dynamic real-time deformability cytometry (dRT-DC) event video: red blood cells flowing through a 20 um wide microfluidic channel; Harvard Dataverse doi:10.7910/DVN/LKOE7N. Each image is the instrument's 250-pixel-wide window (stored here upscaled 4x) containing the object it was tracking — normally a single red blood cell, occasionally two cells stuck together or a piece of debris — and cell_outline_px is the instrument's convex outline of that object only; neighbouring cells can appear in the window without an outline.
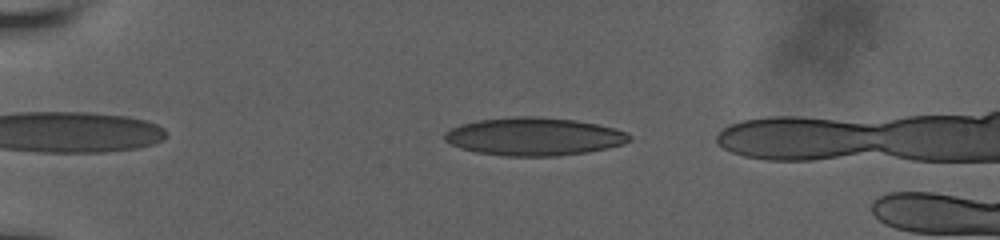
{"species": "human", "species_latin": "Homo sapiens", "temperature_condition": "room temperature", "stored_images_in_passage": 48, "camera_frame_rate_fps": 3000, "um_per_image_px": 0.085, "donor": {"sex": "male"}, "frame": {"image": 1, "passage_image": 8, "time_ms": 2.333, "image_size_px": [1000, 240], "cell_outline_px": [[632, 140], [608, 148], [588, 152], [556, 156], [504, 156], [476, 152], [460, 148], [444, 140], [444, 132], [460, 124], [476, 120], [516, 116], [536, 116], [576, 120], [616, 128], [628, 132], [632, 136]], "centroid_in_image_um": [45.4, 11.6], "position_along_channel_um": 39.6, "area_um2": 41.15}}
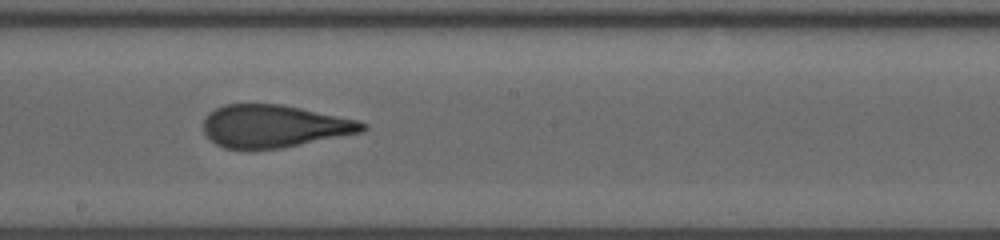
{"frame": {"image": 2, "passage_image": 27, "time_ms": 8.667, "image_size_px": [1000, 240], "cell_outline_px": [[368, 128], [364, 132], [280, 148], [224, 148], [216, 144], [204, 132], [204, 120], [208, 112], [224, 104], [280, 104], [360, 120], [368, 124]], "centroid_in_image_um": [23.34, 10.71], "position_along_channel_um": 224.9, "area_um2": 39.3}}
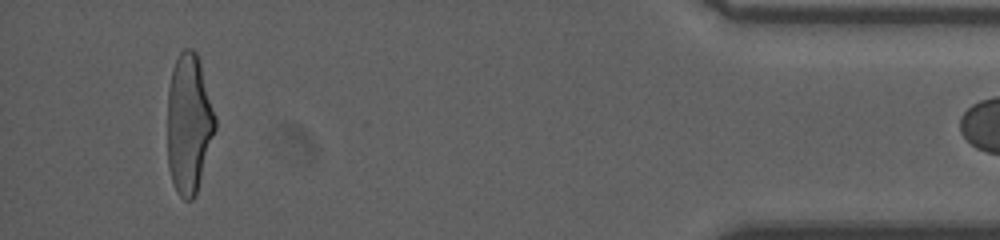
{"frame": {"image": 3, "passage_image": 47, "time_ms": 15.333, "image_size_px": [1000, 240], "cell_outline_px": [[216, 128], [196, 196], [192, 200], [184, 200], [176, 192], [168, 168], [168, 88], [172, 68], [180, 52], [184, 48], [192, 48], [196, 52], [200, 60], [216, 116]], "centroid_in_image_um": [16.06, 10.51], "position_along_channel_um": 419.1, "area_um2": 39.25}}